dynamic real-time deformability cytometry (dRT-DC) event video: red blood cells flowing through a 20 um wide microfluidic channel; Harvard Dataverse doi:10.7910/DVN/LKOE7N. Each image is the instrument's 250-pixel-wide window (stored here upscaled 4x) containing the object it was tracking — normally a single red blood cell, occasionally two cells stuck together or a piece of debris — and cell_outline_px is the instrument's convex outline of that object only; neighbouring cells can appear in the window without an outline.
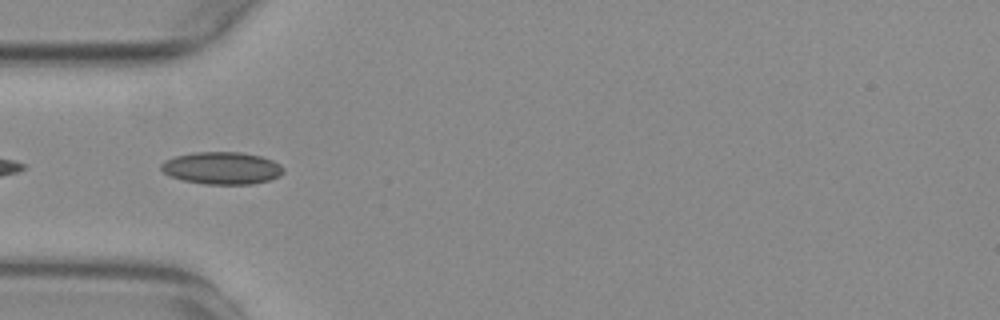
{"species": "common noctule bat (a hibernating species)", "species_latin": "Nyctalus noctula", "temperature_condition": "warm", "stored_images_in_passage": 6, "camera_frame_rate_fps": 3000, "um_per_image_px": 0.085, "animal": {"sex": "female", "body_mass_g": 29.2, "forearm_length_mm": 56.3}, "frame": {"image": 1, "passage_image": 2, "time_ms": 0.333, "image_size_px": [1000, 320], "cell_outline_px": [[284, 172], [280, 176], [268, 180], [252, 184], [204, 184], [184, 180], [168, 176], [160, 168], [160, 164], [164, 160], [176, 156], [192, 152], [240, 152], [260, 156], [272, 160], [280, 164], [284, 168]], "centroid_in_image_um": [18.85, 14.28], "position_along_channel_um": 66.2, "area_um2": 23.12}}